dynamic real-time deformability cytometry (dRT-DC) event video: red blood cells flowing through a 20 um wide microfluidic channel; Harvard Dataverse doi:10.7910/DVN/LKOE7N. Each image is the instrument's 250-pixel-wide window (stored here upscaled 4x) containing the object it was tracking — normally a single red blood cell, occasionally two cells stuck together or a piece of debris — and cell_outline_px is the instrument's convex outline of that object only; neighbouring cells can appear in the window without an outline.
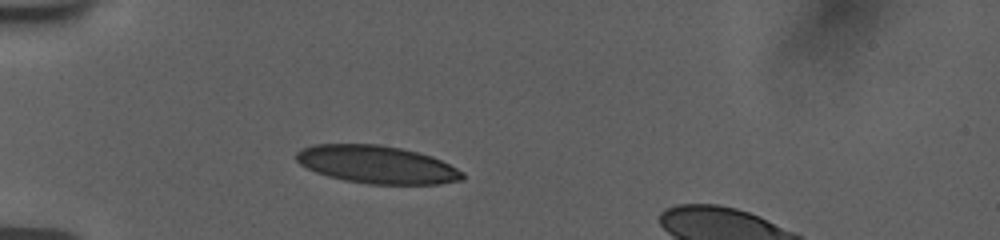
{"species": "human", "species_latin": "Homo sapiens", "temperature_condition": "room temperature", "stored_images_in_passage": 29, "camera_frame_rate_fps": 3000, "um_per_image_px": 0.085, "donor": {"sex": "female"}, "frame": {"image": 1, "passage_image": 6, "time_ms": 2.333, "image_size_px": [1000, 240], "cell_outline_px": [[464, 180], [440, 184], [368, 184], [344, 180], [328, 176], [316, 172], [300, 164], [296, 160], [296, 152], [300, 148], [312, 144], [380, 144], [400, 148], [432, 156], [464, 172]], "centroid_in_image_um": [32.02, 13.98], "position_along_channel_um": 53.0, "area_um2": 36.7}}
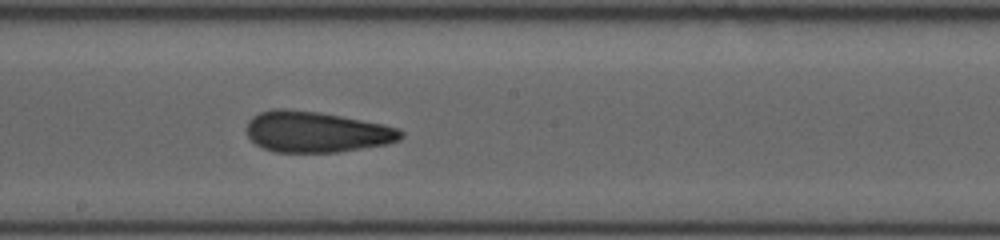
{"frame": {"image": 2, "passage_image": 15, "time_ms": 7.333, "image_size_px": [1000, 240], "cell_outline_px": [[404, 136], [400, 140], [388, 144], [336, 152], [276, 152], [264, 148], [256, 144], [248, 136], [244, 128], [248, 120], [252, 116], [260, 112], [276, 108], [284, 108], [320, 112], [384, 124], [400, 128], [404, 132]], "centroid_in_image_um": [26.89, 11.2], "position_along_channel_um": 221.3, "area_um2": 37.11}}
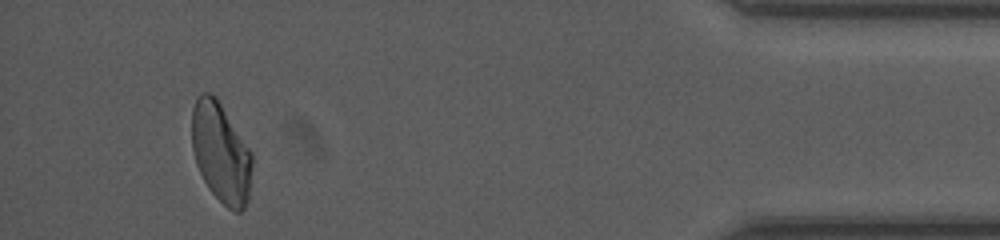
{"frame": {"image": 3, "passage_image": 28, "time_ms": 14.0, "image_size_px": [1000, 240], "cell_outline_px": [[252, 164], [248, 200], [244, 208], [240, 212], [236, 212], [228, 208], [208, 188], [196, 164], [192, 148], [192, 108], [196, 96], [200, 92], [212, 92], [216, 96], [252, 152]], "centroid_in_image_um": [18.77, 12.94], "position_along_channel_um": 416.4, "area_um2": 35.26}}